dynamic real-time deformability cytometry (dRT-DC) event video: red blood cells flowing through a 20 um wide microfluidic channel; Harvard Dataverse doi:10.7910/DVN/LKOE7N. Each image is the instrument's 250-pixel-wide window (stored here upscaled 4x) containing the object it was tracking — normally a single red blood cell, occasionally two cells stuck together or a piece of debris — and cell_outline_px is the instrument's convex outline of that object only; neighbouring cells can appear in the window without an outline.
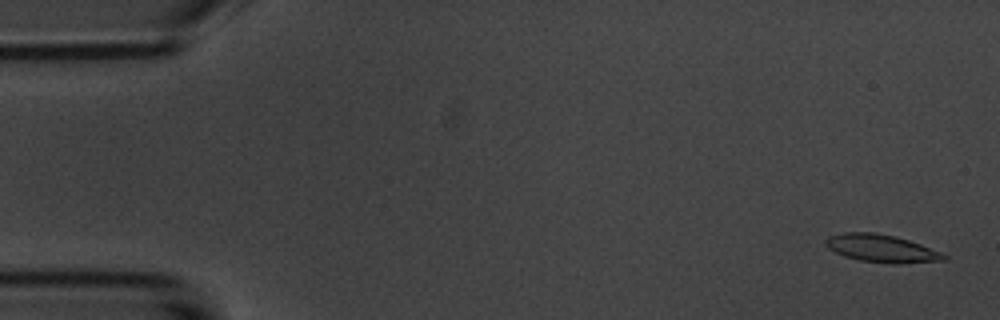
{"species": "common noctule bat (a hibernating species)", "species_latin": "Nyctalus noctula", "temperature_condition": "room temperature", "stored_images_in_passage": 7, "camera_frame_rate_fps": 3000, "um_per_image_px": 0.085, "animal": {"sex": "male", "body_mass_g": 20.1, "forearm_length_mm": 53.5}, "frame": {"image": 1, "passage_image": 1, "time_ms": 0.0, "image_size_px": [1000, 320], "cell_outline_px": [[948, 260], [896, 264], [892, 264], [860, 260], [844, 256], [828, 248], [824, 244], [824, 240], [828, 236], [844, 232], [872, 232], [896, 236], [920, 244], [940, 252], [948, 256]], "centroid_in_image_um": [74.91, 21.11], "position_along_channel_um": 10.1, "area_um2": 19.13}}
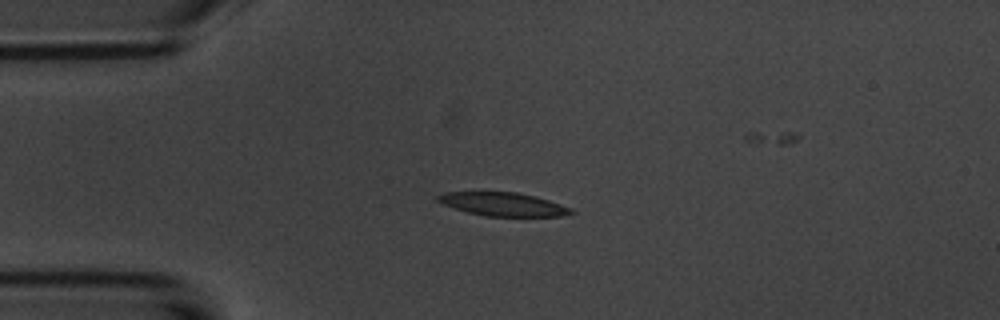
{"frame": {"image": 2, "passage_image": 4, "time_ms": 3.667, "image_size_px": [1000, 320], "cell_outline_px": [[576, 212], [560, 216], [484, 216], [468, 212], [444, 204], [436, 200], [436, 196], [444, 192], [516, 192], [548, 200], [572, 208]], "centroid_in_image_um": [42.76, 17.36], "position_along_channel_um": 42.2, "area_um2": 17.98}}
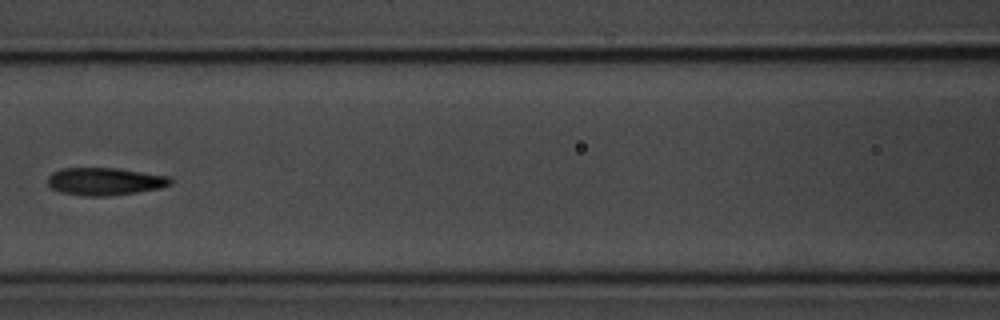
{"frame": {"image": 3, "passage_image": 7, "time_ms": 7.333, "image_size_px": [1000, 320], "cell_outline_px": [[172, 184], [160, 188], [136, 192], [108, 196], [84, 196], [60, 192], [52, 188], [48, 184], [48, 176], [52, 172], [60, 168], [116, 168], [168, 176], [172, 180]], "centroid_in_image_um": [8.89, 15.42], "position_along_channel_um": 157.7, "area_um2": 19.71}}